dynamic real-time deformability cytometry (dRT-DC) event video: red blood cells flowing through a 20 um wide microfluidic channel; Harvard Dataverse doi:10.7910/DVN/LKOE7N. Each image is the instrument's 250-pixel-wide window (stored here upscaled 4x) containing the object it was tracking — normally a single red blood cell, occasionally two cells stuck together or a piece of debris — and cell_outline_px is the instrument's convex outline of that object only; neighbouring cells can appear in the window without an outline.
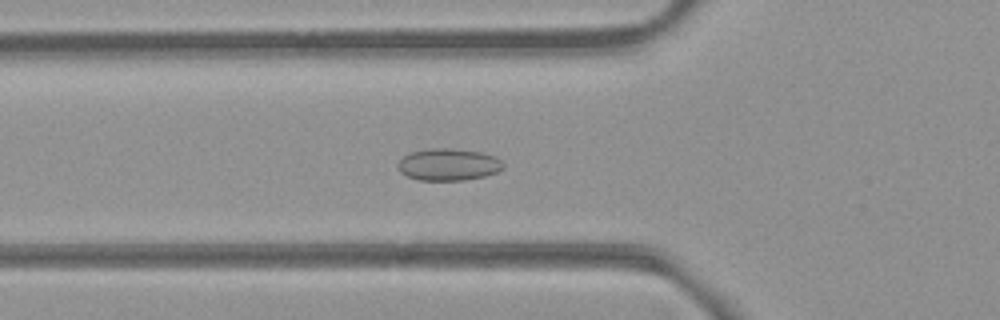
{"species": "common noctule bat (a hibernating species)", "species_latin": "Nyctalus noctula", "temperature_condition": "room temperature", "stored_images_in_passage": 53, "camera_frame_rate_fps": 3000, "um_per_image_px": 0.085, "animal": {"sex": "female", "body_mass_g": 21.9}, "frame": {"image": 1, "passage_image": 18, "time_ms": 5.667, "image_size_px": [1000, 320], "cell_outline_px": [[504, 168], [496, 172], [484, 176], [464, 180], [416, 180], [400, 172], [396, 164], [408, 152], [428, 148], [452, 148], [484, 152], [496, 156], [504, 164]], "centroid_in_image_um": [38.11, 13.97], "position_along_channel_um": 87.7, "area_um2": 19.94}}
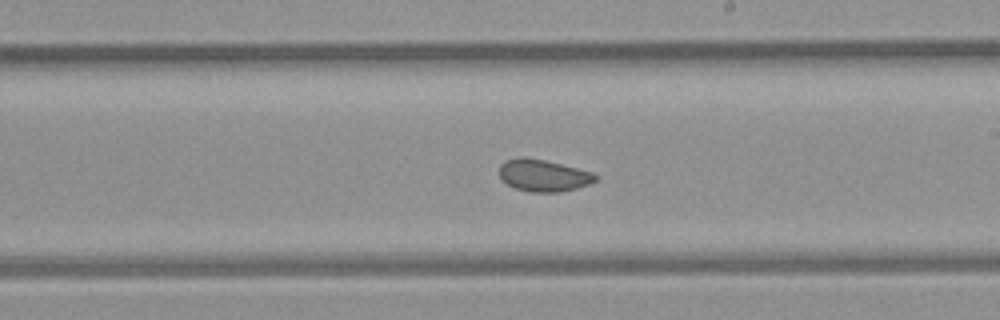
{"frame": {"image": 2, "passage_image": 30, "time_ms": 9.667, "image_size_px": [1000, 320], "cell_outline_px": [[596, 180], [588, 184], [576, 188], [560, 192], [532, 192], [516, 188], [508, 184], [500, 176], [500, 164], [508, 160], [520, 156], [524, 156], [544, 160], [592, 172], [596, 176]], "centroid_in_image_um": [46.17, 14.91], "position_along_channel_um": 242.8, "area_um2": 17.57}}
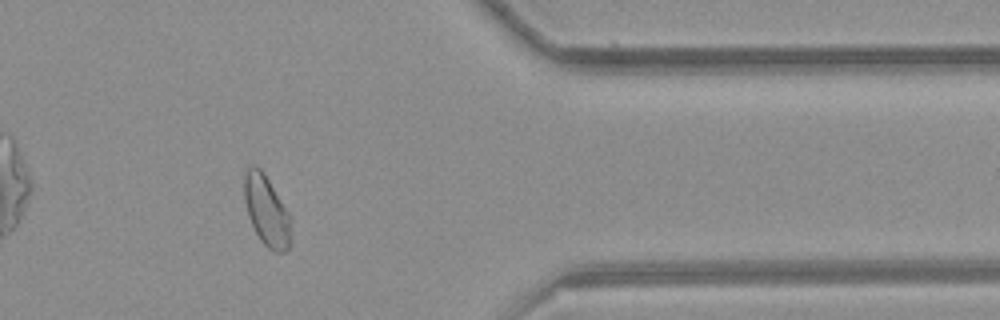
{"frame": {"image": 3, "passage_image": 43, "time_ms": 14.0, "image_size_px": [1000, 320], "cell_outline_px": [[292, 220], [288, 248], [284, 252], [276, 252], [268, 248], [260, 240], [248, 216], [244, 200], [244, 176], [248, 168], [252, 164], [256, 164], [264, 172], [288, 212]], "centroid_in_image_um": [22.65, 17.89], "position_along_channel_um": 388.8, "area_um2": 19.13}, "authors_computed_cell_mechanics": {"area_um2": 19.4786, "velocity_mm_per_s": 3.8531, "shape_relaxation_time_tau1_ms": null, "shape_relaxation_time_tau2_ms": 1.5011, "deformation_change_tau1": null, "deformation_change_tau2": 0.0512}}